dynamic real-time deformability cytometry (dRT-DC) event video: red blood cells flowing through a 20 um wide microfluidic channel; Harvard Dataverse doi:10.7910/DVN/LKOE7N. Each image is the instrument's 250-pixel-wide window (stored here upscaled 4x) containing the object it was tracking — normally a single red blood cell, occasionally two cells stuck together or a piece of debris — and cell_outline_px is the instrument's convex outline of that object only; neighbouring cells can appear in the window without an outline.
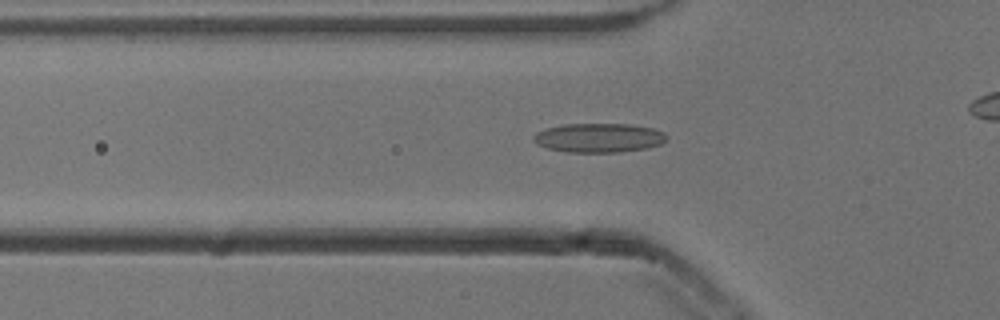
{"species": "common noctule bat (a hibernating species)", "species_latin": "Nyctalus noctula", "temperature_condition": "cold", "stored_images_in_passage": 34, "camera_frame_rate_fps": 3000, "um_per_image_px": 0.085, "animal": {"sex": "male", "body_mass_g": 13.3}, "frame": {"image": 1, "passage_image": 8, "time_ms": 2.333, "image_size_px": [1000, 320], "cell_outline_px": [[668, 140], [660, 144], [648, 148], [620, 152], [568, 152], [548, 148], [536, 144], [532, 140], [532, 136], [536, 132], [548, 128], [564, 124], [632, 124], [652, 128], [664, 132], [668, 136]], "centroid_in_image_um": [50.92, 11.71], "position_along_channel_um": 74.9, "area_um2": 22.77}}
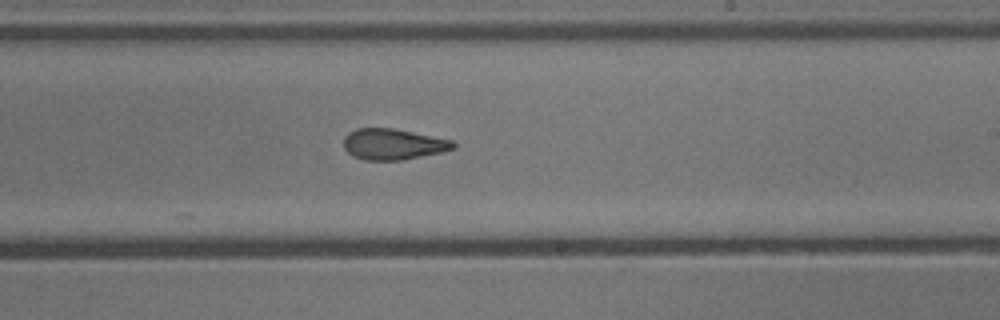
{"frame": {"image": 2, "passage_image": 22, "time_ms": 7.0, "image_size_px": [1000, 320], "cell_outline_px": [[456, 148], [440, 152], [400, 160], [364, 160], [352, 156], [344, 148], [344, 136], [348, 132], [356, 128], [392, 128], [452, 140], [456, 144]], "centroid_in_image_um": [33.37, 12.25], "position_along_channel_um": 255.6, "area_um2": 19.65}}
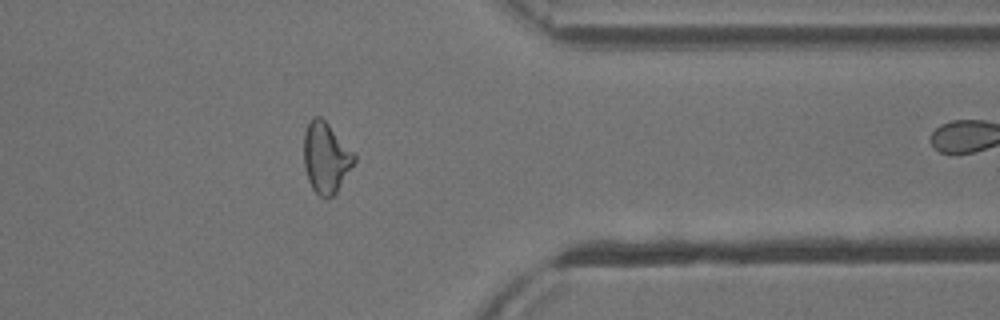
{"frame": {"image": 3, "passage_image": 33, "time_ms": 10.667, "image_size_px": [1000, 320], "cell_outline_px": [[356, 160], [336, 192], [332, 196], [320, 196], [312, 188], [308, 180], [304, 168], [304, 132], [312, 116], [320, 116], [328, 124], [356, 156]], "centroid_in_image_um": [27.67, 13.39], "position_along_channel_um": 383.7, "area_um2": 20.35}}